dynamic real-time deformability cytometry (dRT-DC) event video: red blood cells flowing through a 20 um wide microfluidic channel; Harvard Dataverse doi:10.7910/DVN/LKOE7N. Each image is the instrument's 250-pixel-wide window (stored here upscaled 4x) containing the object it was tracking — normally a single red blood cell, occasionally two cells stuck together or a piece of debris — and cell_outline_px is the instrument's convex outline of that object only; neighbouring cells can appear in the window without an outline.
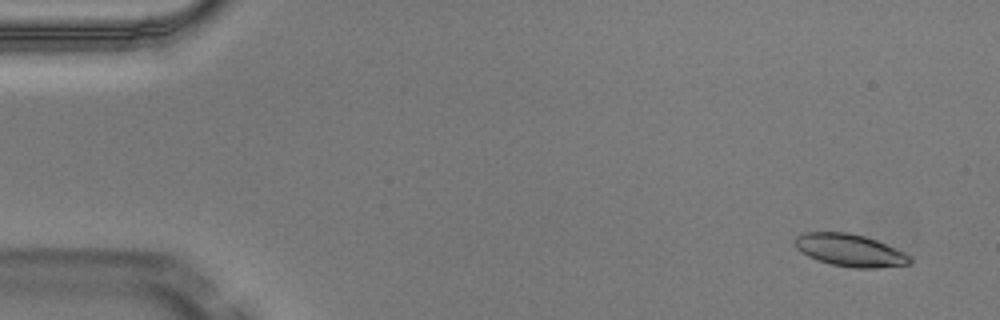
{"species": "Egyptian fruit bat (a non-hibernating species)", "species_latin": "Rousettus aegyptiacus", "temperature_condition": "warm", "stored_images_in_passage": 4, "camera_frame_rate_fps": 3000, "um_per_image_px": 0.085, "animal": {"sex": "male"}, "frame": {"image": 1, "passage_image": 1, "time_ms": 0.0, "image_size_px": [1000, 320], "cell_outline_px": [[912, 264], [876, 268], [852, 268], [832, 264], [816, 260], [800, 252], [796, 248], [796, 236], [804, 232], [848, 232], [864, 236], [876, 240], [904, 252], [912, 256]], "centroid_in_image_um": [72.26, 21.28], "position_along_channel_um": 12.7, "area_um2": 21.79}}
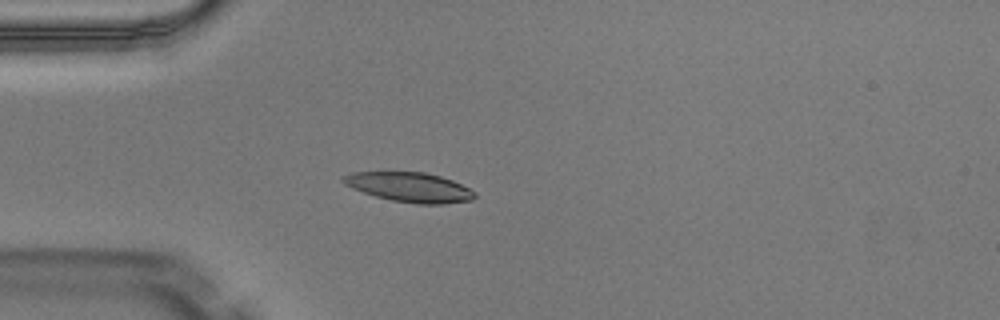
{"frame": {"image": 2, "passage_image": 4, "time_ms": 1.0, "image_size_px": [1000, 320], "cell_outline_px": [[476, 196], [472, 200], [444, 204], [416, 204], [392, 200], [376, 196], [352, 188], [344, 184], [340, 180], [344, 176], [352, 172], [384, 168], [424, 172], [440, 176], [452, 180], [476, 192]], "centroid_in_image_um": [34.74, 15.85], "position_along_channel_um": 50.3, "area_um2": 23.64}}